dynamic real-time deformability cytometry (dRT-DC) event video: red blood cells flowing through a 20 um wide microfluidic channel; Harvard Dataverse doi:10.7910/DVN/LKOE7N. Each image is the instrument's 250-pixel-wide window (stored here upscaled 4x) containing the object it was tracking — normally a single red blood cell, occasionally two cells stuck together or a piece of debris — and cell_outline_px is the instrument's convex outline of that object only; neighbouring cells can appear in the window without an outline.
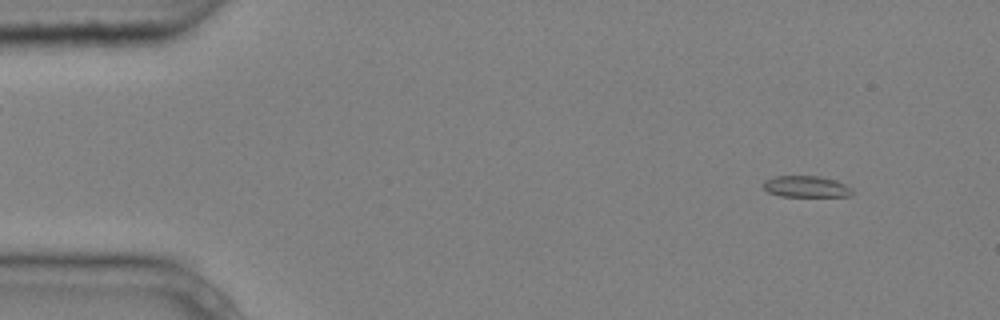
{"species": "common noctule bat (a hibernating species)", "species_latin": "Nyctalus noctula", "temperature_condition": "cold", "stored_images_in_passage": 4, "camera_frame_rate_fps": 3000, "um_per_image_px": 0.085, "animal": {"sex": "male", "body_mass_g": 20.4}, "frame": {"image": 1, "passage_image": 1, "time_ms": 0.0, "image_size_px": [1000, 320], "cell_outline_px": [[852, 192], [848, 196], [780, 196], [768, 192], [760, 184], [764, 180], [776, 176], [820, 176], [836, 180], [852, 188]], "centroid_in_image_um": [68.47, 15.85], "position_along_channel_um": 16.5, "area_um2": 11.1}}